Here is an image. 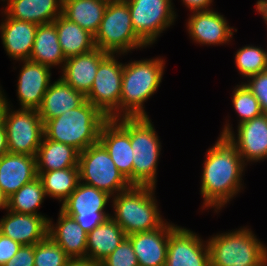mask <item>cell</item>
I'll return each instance as SVG.
<instances>
[{"mask_svg": "<svg viewBox=\"0 0 267 266\" xmlns=\"http://www.w3.org/2000/svg\"><path fill=\"white\" fill-rule=\"evenodd\" d=\"M206 153L200 186L201 207L202 210L213 208L217 213L243 189L242 176L247 165L225 136L219 135Z\"/></svg>", "mask_w": 267, "mask_h": 266, "instance_id": "6da1fadb", "label": "cell"}, {"mask_svg": "<svg viewBox=\"0 0 267 266\" xmlns=\"http://www.w3.org/2000/svg\"><path fill=\"white\" fill-rule=\"evenodd\" d=\"M164 67L165 60L161 57L124 64L119 109L109 119L149 117L144 102L157 92Z\"/></svg>", "mask_w": 267, "mask_h": 266, "instance_id": "7a4b0ae2", "label": "cell"}, {"mask_svg": "<svg viewBox=\"0 0 267 266\" xmlns=\"http://www.w3.org/2000/svg\"><path fill=\"white\" fill-rule=\"evenodd\" d=\"M107 120L102 112L86 100L76 109L47 120L44 123V136L82 152L99 142L101 127Z\"/></svg>", "mask_w": 267, "mask_h": 266, "instance_id": "3957f363", "label": "cell"}, {"mask_svg": "<svg viewBox=\"0 0 267 266\" xmlns=\"http://www.w3.org/2000/svg\"><path fill=\"white\" fill-rule=\"evenodd\" d=\"M155 190L151 186H131L112 197L111 217L127 236L156 230L166 222L159 213Z\"/></svg>", "mask_w": 267, "mask_h": 266, "instance_id": "277c9868", "label": "cell"}, {"mask_svg": "<svg viewBox=\"0 0 267 266\" xmlns=\"http://www.w3.org/2000/svg\"><path fill=\"white\" fill-rule=\"evenodd\" d=\"M207 242L210 266H255L267 256V247L247 227L213 235Z\"/></svg>", "mask_w": 267, "mask_h": 266, "instance_id": "5b68a950", "label": "cell"}, {"mask_svg": "<svg viewBox=\"0 0 267 266\" xmlns=\"http://www.w3.org/2000/svg\"><path fill=\"white\" fill-rule=\"evenodd\" d=\"M94 43L96 48L117 56L125 55L136 48L148 47L133 29L130 10L125 0L108 2L94 36Z\"/></svg>", "mask_w": 267, "mask_h": 266, "instance_id": "8992f818", "label": "cell"}, {"mask_svg": "<svg viewBox=\"0 0 267 266\" xmlns=\"http://www.w3.org/2000/svg\"><path fill=\"white\" fill-rule=\"evenodd\" d=\"M150 117H130L133 186L156 188L161 143Z\"/></svg>", "mask_w": 267, "mask_h": 266, "instance_id": "52a82bcc", "label": "cell"}, {"mask_svg": "<svg viewBox=\"0 0 267 266\" xmlns=\"http://www.w3.org/2000/svg\"><path fill=\"white\" fill-rule=\"evenodd\" d=\"M78 167L80 182L105 191L112 197L132 186L100 142L79 152Z\"/></svg>", "mask_w": 267, "mask_h": 266, "instance_id": "ba28073f", "label": "cell"}, {"mask_svg": "<svg viewBox=\"0 0 267 266\" xmlns=\"http://www.w3.org/2000/svg\"><path fill=\"white\" fill-rule=\"evenodd\" d=\"M9 102L3 116L8 152L36 156L44 137V123L38 110H13Z\"/></svg>", "mask_w": 267, "mask_h": 266, "instance_id": "9c48e42d", "label": "cell"}, {"mask_svg": "<svg viewBox=\"0 0 267 266\" xmlns=\"http://www.w3.org/2000/svg\"><path fill=\"white\" fill-rule=\"evenodd\" d=\"M137 36L149 47L163 31L174 24L176 12L172 0H125Z\"/></svg>", "mask_w": 267, "mask_h": 266, "instance_id": "30bf717a", "label": "cell"}, {"mask_svg": "<svg viewBox=\"0 0 267 266\" xmlns=\"http://www.w3.org/2000/svg\"><path fill=\"white\" fill-rule=\"evenodd\" d=\"M111 198L107 192L79 182L60 210L89 233L111 216L104 210Z\"/></svg>", "mask_w": 267, "mask_h": 266, "instance_id": "8fae6325", "label": "cell"}, {"mask_svg": "<svg viewBox=\"0 0 267 266\" xmlns=\"http://www.w3.org/2000/svg\"><path fill=\"white\" fill-rule=\"evenodd\" d=\"M115 54H109L100 64L90 92L86 95L92 105L108 119L119 109L124 64Z\"/></svg>", "mask_w": 267, "mask_h": 266, "instance_id": "7c38bea8", "label": "cell"}, {"mask_svg": "<svg viewBox=\"0 0 267 266\" xmlns=\"http://www.w3.org/2000/svg\"><path fill=\"white\" fill-rule=\"evenodd\" d=\"M230 124L226 122L220 136L227 137L236 147L244 163L264 161L267 158V114L238 124L237 136Z\"/></svg>", "mask_w": 267, "mask_h": 266, "instance_id": "4fadbf2b", "label": "cell"}, {"mask_svg": "<svg viewBox=\"0 0 267 266\" xmlns=\"http://www.w3.org/2000/svg\"><path fill=\"white\" fill-rule=\"evenodd\" d=\"M99 142L108 151L119 172L133 186V149L130 143V117L108 119L101 127Z\"/></svg>", "mask_w": 267, "mask_h": 266, "instance_id": "5bb4252c", "label": "cell"}, {"mask_svg": "<svg viewBox=\"0 0 267 266\" xmlns=\"http://www.w3.org/2000/svg\"><path fill=\"white\" fill-rule=\"evenodd\" d=\"M165 266H210L208 242L177 226L169 236Z\"/></svg>", "mask_w": 267, "mask_h": 266, "instance_id": "9a60e30c", "label": "cell"}, {"mask_svg": "<svg viewBox=\"0 0 267 266\" xmlns=\"http://www.w3.org/2000/svg\"><path fill=\"white\" fill-rule=\"evenodd\" d=\"M187 31L192 40L200 45L228 44L233 37V31L226 18L217 11H193L186 24Z\"/></svg>", "mask_w": 267, "mask_h": 266, "instance_id": "2e32d148", "label": "cell"}, {"mask_svg": "<svg viewBox=\"0 0 267 266\" xmlns=\"http://www.w3.org/2000/svg\"><path fill=\"white\" fill-rule=\"evenodd\" d=\"M17 82V98L21 109L38 110L51 83V68L31 60H22Z\"/></svg>", "mask_w": 267, "mask_h": 266, "instance_id": "e0dca14e", "label": "cell"}, {"mask_svg": "<svg viewBox=\"0 0 267 266\" xmlns=\"http://www.w3.org/2000/svg\"><path fill=\"white\" fill-rule=\"evenodd\" d=\"M176 227L177 225L166 221L156 230L127 236L139 266H165L169 236Z\"/></svg>", "mask_w": 267, "mask_h": 266, "instance_id": "ac0fdd59", "label": "cell"}, {"mask_svg": "<svg viewBox=\"0 0 267 266\" xmlns=\"http://www.w3.org/2000/svg\"><path fill=\"white\" fill-rule=\"evenodd\" d=\"M0 219V233L21 245H35L48 236V220L45 215L19 214L6 210Z\"/></svg>", "mask_w": 267, "mask_h": 266, "instance_id": "d6986e66", "label": "cell"}, {"mask_svg": "<svg viewBox=\"0 0 267 266\" xmlns=\"http://www.w3.org/2000/svg\"><path fill=\"white\" fill-rule=\"evenodd\" d=\"M109 55L99 48L67 58L60 78L85 96L90 92L99 64Z\"/></svg>", "mask_w": 267, "mask_h": 266, "instance_id": "ffe728a7", "label": "cell"}, {"mask_svg": "<svg viewBox=\"0 0 267 266\" xmlns=\"http://www.w3.org/2000/svg\"><path fill=\"white\" fill-rule=\"evenodd\" d=\"M37 177L36 156L10 152L0 156V187L7 198Z\"/></svg>", "mask_w": 267, "mask_h": 266, "instance_id": "44dd1931", "label": "cell"}, {"mask_svg": "<svg viewBox=\"0 0 267 266\" xmlns=\"http://www.w3.org/2000/svg\"><path fill=\"white\" fill-rule=\"evenodd\" d=\"M0 24L1 40L7 55L13 60H29L38 24L9 18Z\"/></svg>", "mask_w": 267, "mask_h": 266, "instance_id": "7402d4cb", "label": "cell"}, {"mask_svg": "<svg viewBox=\"0 0 267 266\" xmlns=\"http://www.w3.org/2000/svg\"><path fill=\"white\" fill-rule=\"evenodd\" d=\"M48 236L57 243L71 259L86 258L87 232L74 218L59 211L54 225L48 220Z\"/></svg>", "mask_w": 267, "mask_h": 266, "instance_id": "603a6c76", "label": "cell"}, {"mask_svg": "<svg viewBox=\"0 0 267 266\" xmlns=\"http://www.w3.org/2000/svg\"><path fill=\"white\" fill-rule=\"evenodd\" d=\"M86 101V96L66 84L61 78L51 82L38 113L42 122L56 118L63 113L76 109Z\"/></svg>", "mask_w": 267, "mask_h": 266, "instance_id": "cb8c5ba5", "label": "cell"}, {"mask_svg": "<svg viewBox=\"0 0 267 266\" xmlns=\"http://www.w3.org/2000/svg\"><path fill=\"white\" fill-rule=\"evenodd\" d=\"M2 13L9 18L38 25L52 23L62 15L63 0H5Z\"/></svg>", "mask_w": 267, "mask_h": 266, "instance_id": "d4e9b609", "label": "cell"}, {"mask_svg": "<svg viewBox=\"0 0 267 266\" xmlns=\"http://www.w3.org/2000/svg\"><path fill=\"white\" fill-rule=\"evenodd\" d=\"M127 237L123 229L110 216L87 233L86 258L101 262Z\"/></svg>", "mask_w": 267, "mask_h": 266, "instance_id": "484cf974", "label": "cell"}, {"mask_svg": "<svg viewBox=\"0 0 267 266\" xmlns=\"http://www.w3.org/2000/svg\"><path fill=\"white\" fill-rule=\"evenodd\" d=\"M79 151L73 146L52 141L45 136L36 153L37 173L78 167Z\"/></svg>", "mask_w": 267, "mask_h": 266, "instance_id": "4316f807", "label": "cell"}, {"mask_svg": "<svg viewBox=\"0 0 267 266\" xmlns=\"http://www.w3.org/2000/svg\"><path fill=\"white\" fill-rule=\"evenodd\" d=\"M29 60L51 69L54 66L63 68L66 58L59 44L57 29L53 22L38 25Z\"/></svg>", "mask_w": 267, "mask_h": 266, "instance_id": "83f0119b", "label": "cell"}, {"mask_svg": "<svg viewBox=\"0 0 267 266\" xmlns=\"http://www.w3.org/2000/svg\"><path fill=\"white\" fill-rule=\"evenodd\" d=\"M107 4L104 0H63L62 15L95 36Z\"/></svg>", "mask_w": 267, "mask_h": 266, "instance_id": "f1b7e54d", "label": "cell"}, {"mask_svg": "<svg viewBox=\"0 0 267 266\" xmlns=\"http://www.w3.org/2000/svg\"><path fill=\"white\" fill-rule=\"evenodd\" d=\"M53 23L56 26L58 41L66 59L96 48L94 36L63 15L58 16Z\"/></svg>", "mask_w": 267, "mask_h": 266, "instance_id": "f546056e", "label": "cell"}, {"mask_svg": "<svg viewBox=\"0 0 267 266\" xmlns=\"http://www.w3.org/2000/svg\"><path fill=\"white\" fill-rule=\"evenodd\" d=\"M46 196L58 199L61 204L70 196L80 182L79 167L37 173Z\"/></svg>", "mask_w": 267, "mask_h": 266, "instance_id": "4dcf8cb0", "label": "cell"}, {"mask_svg": "<svg viewBox=\"0 0 267 266\" xmlns=\"http://www.w3.org/2000/svg\"><path fill=\"white\" fill-rule=\"evenodd\" d=\"M46 193L41 180L37 177L25 184L8 198V210L19 214L42 215L38 208L43 203Z\"/></svg>", "mask_w": 267, "mask_h": 266, "instance_id": "1f68e13d", "label": "cell"}, {"mask_svg": "<svg viewBox=\"0 0 267 266\" xmlns=\"http://www.w3.org/2000/svg\"><path fill=\"white\" fill-rule=\"evenodd\" d=\"M235 64L245 79L267 70V52L258 46L246 45L235 54Z\"/></svg>", "mask_w": 267, "mask_h": 266, "instance_id": "d6a6232c", "label": "cell"}, {"mask_svg": "<svg viewBox=\"0 0 267 266\" xmlns=\"http://www.w3.org/2000/svg\"><path fill=\"white\" fill-rule=\"evenodd\" d=\"M232 93L233 108L240 118L238 124L262 114L259 101L243 82L235 86Z\"/></svg>", "mask_w": 267, "mask_h": 266, "instance_id": "836d02e7", "label": "cell"}, {"mask_svg": "<svg viewBox=\"0 0 267 266\" xmlns=\"http://www.w3.org/2000/svg\"><path fill=\"white\" fill-rule=\"evenodd\" d=\"M70 260L49 236L34 245V266H66Z\"/></svg>", "mask_w": 267, "mask_h": 266, "instance_id": "e575fe53", "label": "cell"}, {"mask_svg": "<svg viewBox=\"0 0 267 266\" xmlns=\"http://www.w3.org/2000/svg\"><path fill=\"white\" fill-rule=\"evenodd\" d=\"M100 264L101 266H139L131 241L127 237Z\"/></svg>", "mask_w": 267, "mask_h": 266, "instance_id": "d590c367", "label": "cell"}, {"mask_svg": "<svg viewBox=\"0 0 267 266\" xmlns=\"http://www.w3.org/2000/svg\"><path fill=\"white\" fill-rule=\"evenodd\" d=\"M243 82L259 101L262 113L267 114V70L247 78Z\"/></svg>", "mask_w": 267, "mask_h": 266, "instance_id": "8d00e7d4", "label": "cell"}, {"mask_svg": "<svg viewBox=\"0 0 267 266\" xmlns=\"http://www.w3.org/2000/svg\"><path fill=\"white\" fill-rule=\"evenodd\" d=\"M3 266H34V245H22L11 260Z\"/></svg>", "mask_w": 267, "mask_h": 266, "instance_id": "74e56055", "label": "cell"}, {"mask_svg": "<svg viewBox=\"0 0 267 266\" xmlns=\"http://www.w3.org/2000/svg\"><path fill=\"white\" fill-rule=\"evenodd\" d=\"M22 245L0 233V266L9 262Z\"/></svg>", "mask_w": 267, "mask_h": 266, "instance_id": "f35d334b", "label": "cell"}, {"mask_svg": "<svg viewBox=\"0 0 267 266\" xmlns=\"http://www.w3.org/2000/svg\"><path fill=\"white\" fill-rule=\"evenodd\" d=\"M182 3L191 11L210 10L213 0H181Z\"/></svg>", "mask_w": 267, "mask_h": 266, "instance_id": "ab89813d", "label": "cell"}, {"mask_svg": "<svg viewBox=\"0 0 267 266\" xmlns=\"http://www.w3.org/2000/svg\"><path fill=\"white\" fill-rule=\"evenodd\" d=\"M66 266H101V264L88 258H78L71 259Z\"/></svg>", "mask_w": 267, "mask_h": 266, "instance_id": "60d3db41", "label": "cell"}, {"mask_svg": "<svg viewBox=\"0 0 267 266\" xmlns=\"http://www.w3.org/2000/svg\"><path fill=\"white\" fill-rule=\"evenodd\" d=\"M8 152L6 128L3 121L0 123V156Z\"/></svg>", "mask_w": 267, "mask_h": 266, "instance_id": "b9f144b4", "label": "cell"}, {"mask_svg": "<svg viewBox=\"0 0 267 266\" xmlns=\"http://www.w3.org/2000/svg\"><path fill=\"white\" fill-rule=\"evenodd\" d=\"M256 10L260 15H262V18L264 19L266 25H267V0H258L256 2Z\"/></svg>", "mask_w": 267, "mask_h": 266, "instance_id": "7bdbcfd3", "label": "cell"}, {"mask_svg": "<svg viewBox=\"0 0 267 266\" xmlns=\"http://www.w3.org/2000/svg\"><path fill=\"white\" fill-rule=\"evenodd\" d=\"M0 86V123L3 121L5 109L7 107L8 99L5 97L4 90L2 91Z\"/></svg>", "mask_w": 267, "mask_h": 266, "instance_id": "ee69618b", "label": "cell"}, {"mask_svg": "<svg viewBox=\"0 0 267 266\" xmlns=\"http://www.w3.org/2000/svg\"><path fill=\"white\" fill-rule=\"evenodd\" d=\"M7 208H8V198L4 195L0 187V209L7 210Z\"/></svg>", "mask_w": 267, "mask_h": 266, "instance_id": "f6af8a7d", "label": "cell"}, {"mask_svg": "<svg viewBox=\"0 0 267 266\" xmlns=\"http://www.w3.org/2000/svg\"><path fill=\"white\" fill-rule=\"evenodd\" d=\"M255 266H267V256L259 264Z\"/></svg>", "mask_w": 267, "mask_h": 266, "instance_id": "bcb514c9", "label": "cell"}]
</instances>
